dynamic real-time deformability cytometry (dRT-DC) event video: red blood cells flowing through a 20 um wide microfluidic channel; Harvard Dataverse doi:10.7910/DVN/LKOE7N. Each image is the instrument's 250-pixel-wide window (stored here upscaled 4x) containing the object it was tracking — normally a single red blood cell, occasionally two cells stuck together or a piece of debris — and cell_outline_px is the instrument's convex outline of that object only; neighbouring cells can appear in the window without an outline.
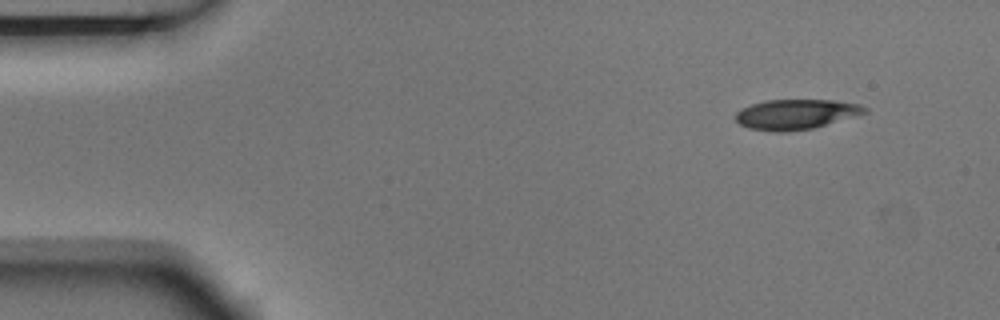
{"species": "Egyptian fruit bat (a non-hibernating species)", "species_latin": "Rousettus aegyptiacus", "temperature_condition": "room temperature", "stored_images_in_passage": 5, "camera_frame_rate_fps": 3000, "um_per_image_px": 0.085, "animal": {"sex": "male"}, "frame": {"image": 1, "passage_image": 1, "time_ms": 0.0, "image_size_px": [1000, 320], "cell_outline_px": [[868, 112], [812, 128], [784, 132], [776, 132], [748, 128], [740, 124], [736, 120], [736, 112], [740, 108], [764, 100], [832, 100], [860, 104], [868, 108]], "centroid_in_image_um": [67.63, 9.71], "position_along_channel_um": 17.4, "area_um2": 22.48}}
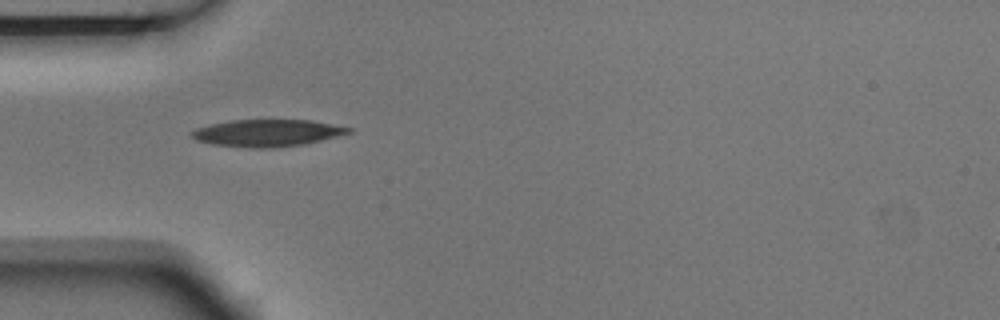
{"frame": {"image": 2, "passage_image": 4, "time_ms": 1.0, "image_size_px": [1000, 320], "cell_outline_px": [[352, 132], [304, 144], [276, 148], [248, 148], [212, 144], [196, 140], [192, 136], [192, 132], [196, 128], [212, 124], [232, 120], [312, 120], [352, 128]], "centroid_in_image_um": [22.72, 11.31], "position_along_channel_um": 62.3, "area_um2": 24.57}}
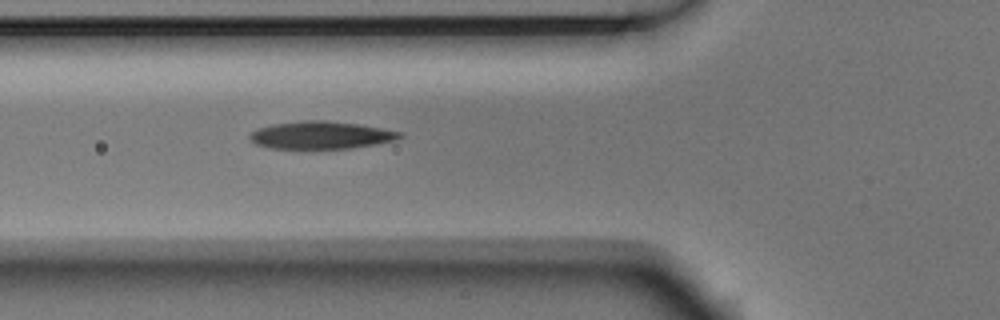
{"frame": {"image": 3, "passage_image": 5, "time_ms": 1.333, "image_size_px": [1000, 320], "cell_outline_px": [[404, 136], [392, 140], [376, 144], [352, 148], [268, 148], [256, 144], [248, 136], [256, 128], [272, 124], [304, 120], [328, 120], [360, 124], [400, 132]], "centroid_in_image_um": [27.25, 11.47], "position_along_channel_um": 98.6, "area_um2": 23.99}}